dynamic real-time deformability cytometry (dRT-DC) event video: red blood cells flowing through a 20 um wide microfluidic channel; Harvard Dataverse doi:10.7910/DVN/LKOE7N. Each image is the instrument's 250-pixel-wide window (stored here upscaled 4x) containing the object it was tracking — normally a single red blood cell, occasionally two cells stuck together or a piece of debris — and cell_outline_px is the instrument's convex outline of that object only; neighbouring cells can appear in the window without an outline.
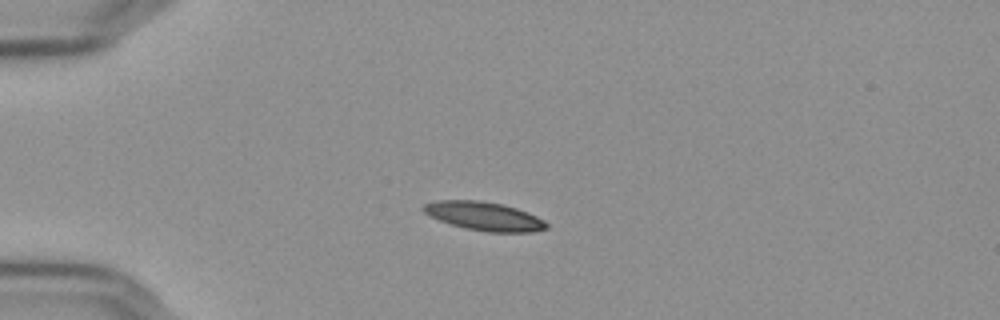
{"species": "Egyptian fruit bat (a non-hibernating species)", "species_latin": "Rousettus aegyptiacus", "temperature_condition": "cold", "stored_images_in_passage": 43, "camera_frame_rate_fps": 3000, "um_per_image_px": 0.085, "frame": {"image": 1, "passage_image": 1, "time_ms": 0.0, "image_size_px": [1000, 320], "cell_outline_px": [[548, 228], [532, 232], [488, 232], [464, 228], [428, 216], [420, 208], [424, 204], [436, 200], [480, 200], [504, 204], [528, 212], [544, 220], [548, 224]], "centroid_in_image_um": [41.14, 18.37], "position_along_channel_um": 43.9, "area_um2": 20.69}}
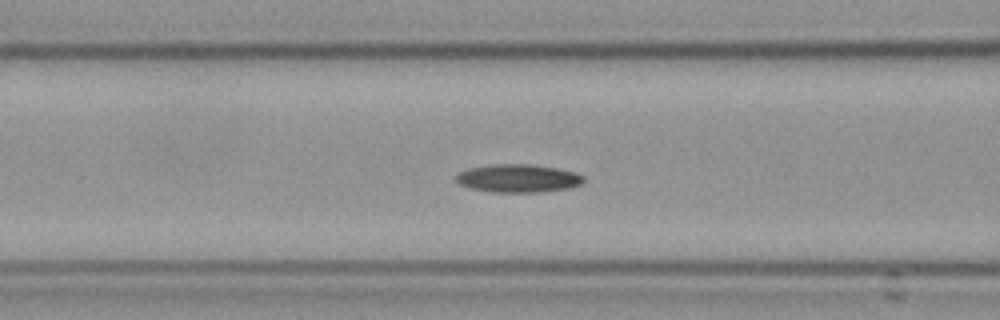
{"frame": {"image": 2, "passage_image": 10, "time_ms": 3.0, "image_size_px": [1000, 320], "cell_outline_px": [[584, 180], [580, 184], [568, 188], [540, 192], [492, 192], [472, 188], [460, 184], [456, 180], [456, 176], [460, 172], [468, 168], [496, 164], [528, 164], [556, 168], [576, 172], [584, 176]], "centroid_in_image_um": [44.05, 15.15], "position_along_channel_um": 122.5, "area_um2": 20.69}}
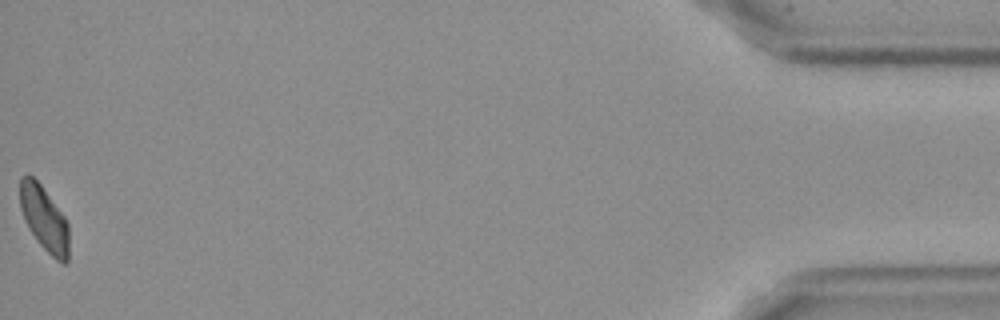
{"frame": {"image": 3, "passage_image": 43, "time_ms": 14.0, "image_size_px": [1000, 320], "cell_outline_px": [[68, 260], [64, 264], [56, 260], [40, 244], [28, 228], [20, 208], [20, 176], [32, 176], [40, 184], [64, 216], [68, 224]], "centroid_in_image_um": [3.75, 18.6], "position_along_channel_um": 431.4, "area_um2": 18.21}, "authors_computed_cell_mechanics": {"area_um2": 20.4034, "velocity_mm_per_s": 3.6199, "shape_relaxation_time_tau1_ms": 8.1725, "shape_relaxation_time_tau2_ms": null, "deformation_change_tau1": 0.1544, "deformation_change_tau2": null}}